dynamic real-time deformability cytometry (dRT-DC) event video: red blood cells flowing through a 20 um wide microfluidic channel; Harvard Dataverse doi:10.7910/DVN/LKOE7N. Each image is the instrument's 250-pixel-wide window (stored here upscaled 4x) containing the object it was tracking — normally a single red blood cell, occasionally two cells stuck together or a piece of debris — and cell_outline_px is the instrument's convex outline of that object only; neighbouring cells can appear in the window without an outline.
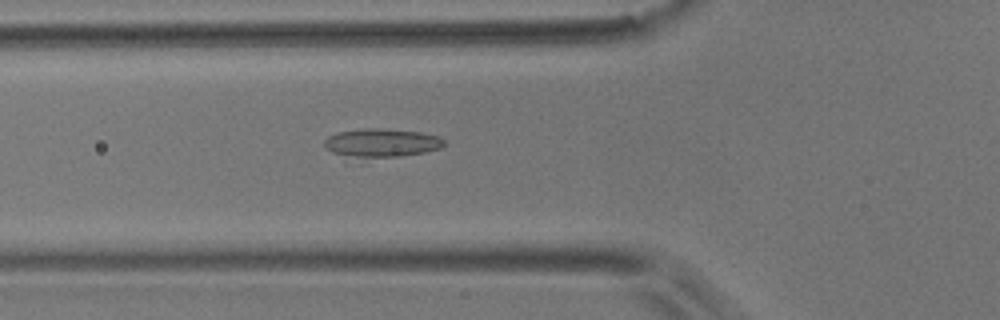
{"species": "common noctule bat (a hibernating species)", "species_latin": "Nyctalus noctula", "temperature_condition": "room temperature", "stored_images_in_passage": 42, "camera_frame_rate_fps": 3000, "um_per_image_px": 0.085, "animal": {"sex": "male", "body_mass_g": 17.9}, "frame": {"image": 1, "passage_image": 7, "time_ms": 2.0, "image_size_px": [1000, 320], "cell_outline_px": [[444, 144], [440, 148], [424, 152], [364, 164], [348, 164], [324, 148], [324, 140], [328, 136], [336, 132], [364, 128], [376, 128], [420, 132], [440, 136], [444, 140]], "centroid_in_image_um": [32.22, 12.28], "position_along_channel_um": 93.6, "area_um2": 22.25}}
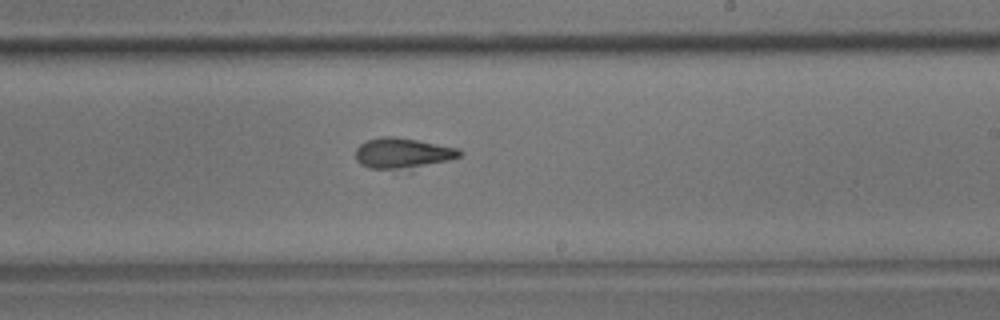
{"frame": {"image": 2, "passage_image": 20, "time_ms": 6.333, "image_size_px": [1000, 320], "cell_outline_px": [[464, 152], [460, 156], [412, 172], [368, 168], [360, 164], [356, 160], [356, 148], [360, 144], [368, 140], [384, 136], [392, 136], [416, 140], [460, 148]], "centroid_in_image_um": [34.26, 13.08], "position_along_channel_um": 254.7, "area_um2": 19.36}}
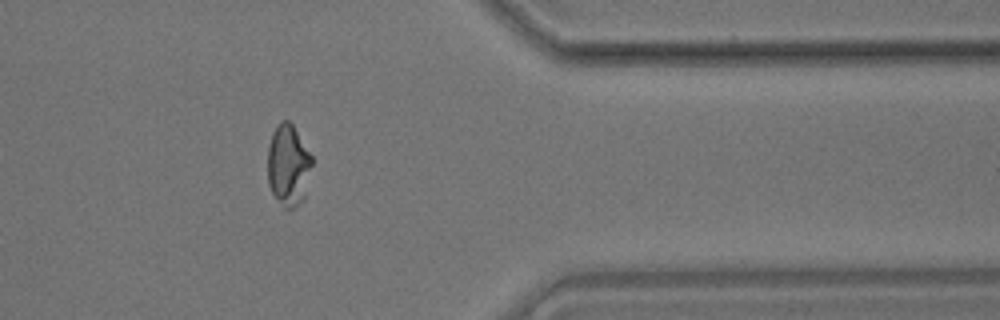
{"frame": {"image": 3, "passage_image": 32, "time_ms": 10.333, "image_size_px": [1000, 320], "cell_outline_px": [[312, 164], [304, 200], [296, 208], [284, 208], [272, 192], [268, 184], [268, 148], [272, 132], [276, 124], [280, 120], [288, 120], [292, 124], [312, 156]], "centroid_in_image_um": [24.51, 14.04], "position_along_channel_um": 386.9, "area_um2": 21.15}}